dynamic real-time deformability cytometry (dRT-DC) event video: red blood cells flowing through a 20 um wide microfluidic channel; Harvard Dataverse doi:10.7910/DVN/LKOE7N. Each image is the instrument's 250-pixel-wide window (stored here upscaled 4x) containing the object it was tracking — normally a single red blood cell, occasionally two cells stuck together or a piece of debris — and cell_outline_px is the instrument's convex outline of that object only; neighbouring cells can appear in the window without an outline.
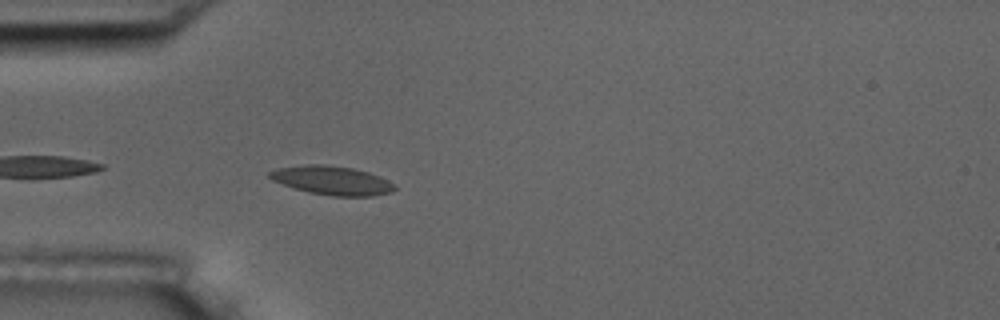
{"species": "common noctule bat (a hibernating species)", "species_latin": "Nyctalus noctula", "temperature_condition": "room temperature", "stored_images_in_passage": 5, "camera_frame_rate_fps": 3000, "um_per_image_px": 0.085, "animal": {"sex": "male", "body_mass_g": 17.5, "forearm_length_mm": 52.3}, "frame": {"image": 1, "passage_image": 5, "time_ms": 5.333, "image_size_px": [1000, 320], "cell_outline_px": [[396, 188], [392, 192], [372, 196], [332, 196], [308, 192], [272, 180], [268, 176], [268, 172], [280, 168], [308, 164], [324, 164], [352, 168], [368, 172], [396, 184]], "centroid_in_image_um": [28.25, 15.34], "position_along_channel_um": 56.8, "area_um2": 20.81}}